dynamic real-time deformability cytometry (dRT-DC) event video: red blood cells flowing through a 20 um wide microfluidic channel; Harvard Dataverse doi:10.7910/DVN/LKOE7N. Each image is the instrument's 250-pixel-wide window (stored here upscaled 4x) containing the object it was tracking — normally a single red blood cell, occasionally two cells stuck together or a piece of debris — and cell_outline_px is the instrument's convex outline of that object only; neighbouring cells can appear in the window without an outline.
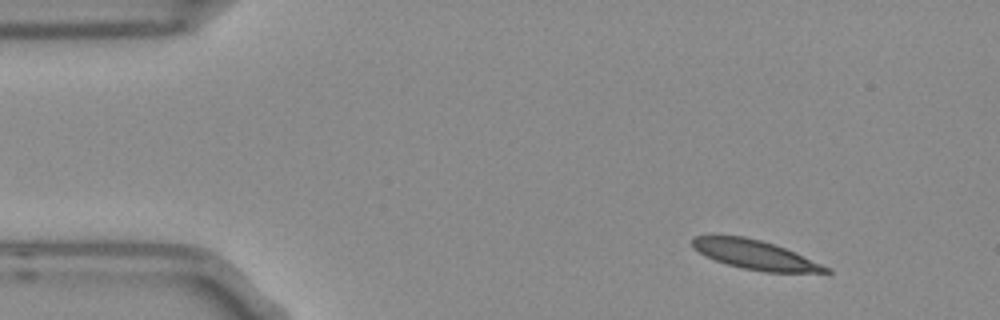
{"species": "Egyptian fruit bat (a non-hibernating species)", "species_latin": "Rousettus aegyptiacus", "temperature_condition": "room temperature", "stored_images_in_passage": 4, "camera_frame_rate_fps": 3000, "um_per_image_px": 0.085, "frame": {"image": 1, "passage_image": 1, "time_ms": 0.0, "image_size_px": [1000, 320], "cell_outline_px": [[832, 272], [764, 272], [744, 268], [728, 264], [704, 256], [692, 248], [692, 240], [696, 236], [744, 236], [760, 240], [784, 248], [832, 268]], "centroid_in_image_um": [64.17, 21.66], "position_along_channel_um": 20.8, "area_um2": 22.31}}